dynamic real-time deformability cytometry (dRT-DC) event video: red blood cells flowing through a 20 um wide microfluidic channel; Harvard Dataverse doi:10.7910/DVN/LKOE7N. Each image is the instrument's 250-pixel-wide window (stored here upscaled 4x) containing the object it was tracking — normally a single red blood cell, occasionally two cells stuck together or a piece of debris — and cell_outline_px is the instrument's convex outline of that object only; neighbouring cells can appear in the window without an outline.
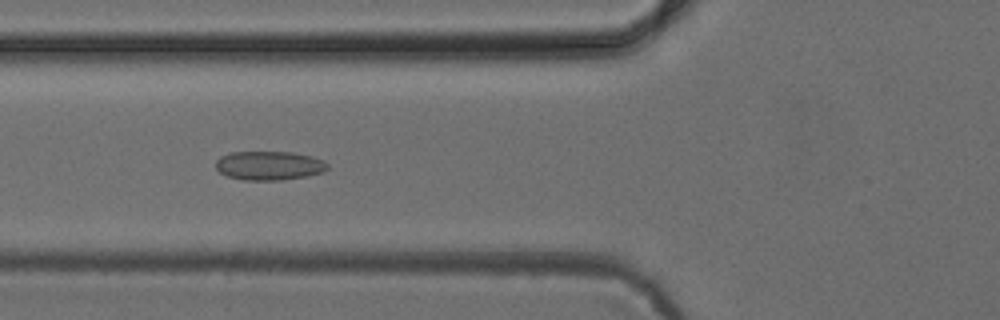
{"species": "common noctule bat (a hibernating species)", "species_latin": "Nyctalus noctula", "temperature_condition": "cold", "stored_images_in_passage": 7, "camera_frame_rate_fps": 3000, "um_per_image_px": 0.085, "animal": {"sex": "female", "body_mass_g": 24.6, "forearm_length_mm": 56.2}, "frame": {"image": 1, "passage_image": 5, "time_ms": 6.0, "image_size_px": [1000, 320], "cell_outline_px": [[328, 168], [324, 172], [308, 176], [280, 180], [244, 180], [228, 176], [220, 172], [216, 168], [216, 160], [220, 156], [232, 152], [292, 152], [312, 156], [324, 160], [328, 164]], "centroid_in_image_um": [22.9, 14.07], "position_along_channel_um": 102.9, "area_um2": 18.96}}
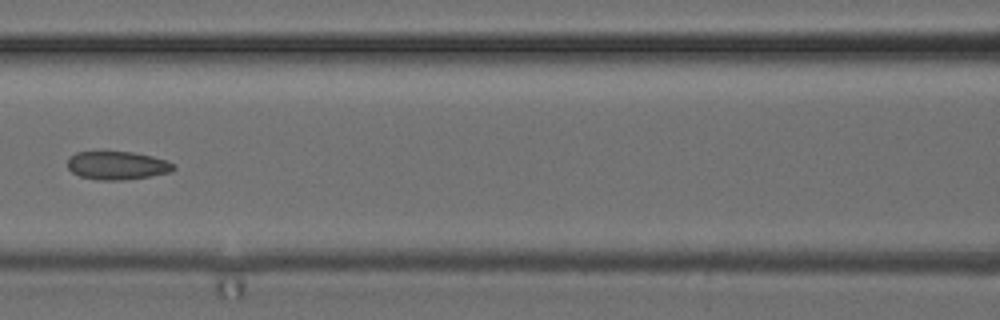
{"frame": {"image": 2, "passage_image": 6, "time_ms": 7.333, "image_size_px": [1000, 320], "cell_outline_px": [[176, 168], [172, 172], [124, 180], [100, 180], [80, 176], [72, 172], [68, 168], [68, 156], [76, 152], [132, 152], [152, 156], [176, 164]], "centroid_in_image_um": [9.97, 14.06], "position_along_channel_um": 156.6, "area_um2": 17.46}}
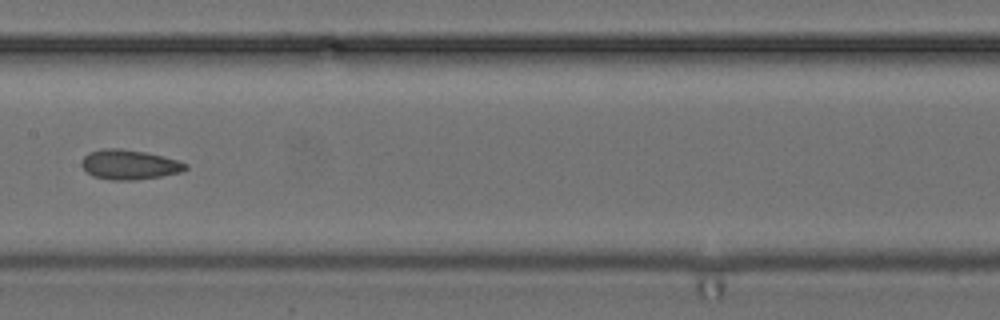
{"frame": {"image": 3, "passage_image": 7, "time_ms": 8.333, "image_size_px": [1000, 320], "cell_outline_px": [[188, 168], [180, 172], [160, 176], [136, 180], [112, 180], [92, 176], [80, 164], [80, 160], [88, 152], [104, 148], [120, 148], [144, 152], [176, 160], [188, 164]], "centroid_in_image_um": [10.94, 13.99], "position_along_channel_um": 196.5, "area_um2": 17.92}}